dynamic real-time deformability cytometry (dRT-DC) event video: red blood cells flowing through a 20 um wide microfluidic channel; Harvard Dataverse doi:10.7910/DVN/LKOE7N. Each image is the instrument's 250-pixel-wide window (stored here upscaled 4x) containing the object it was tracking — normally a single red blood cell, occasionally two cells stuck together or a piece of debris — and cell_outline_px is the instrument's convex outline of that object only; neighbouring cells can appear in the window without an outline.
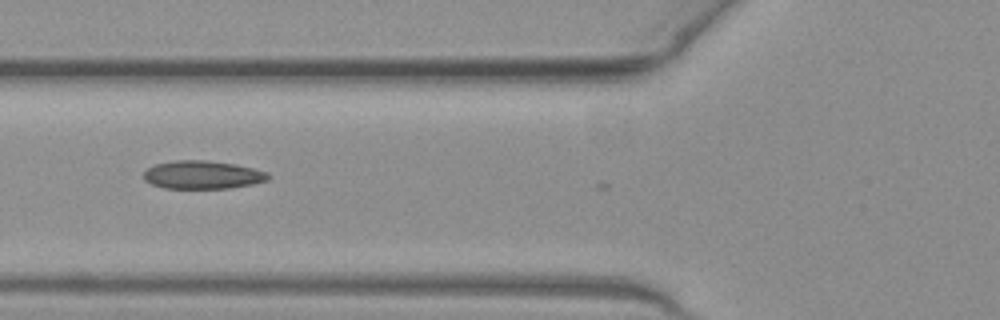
{"species": "common noctule bat (a hibernating species)", "species_latin": "Nyctalus noctula", "temperature_condition": "warm", "stored_images_in_passage": 3, "camera_frame_rate_fps": 3000, "um_per_image_px": 0.085, "animal": {"sex": "female", "body_mass_g": 19.3, "forearm_length_mm": 54.1}, "frame": {"image": 1, "passage_image": 2, "time_ms": 0.333, "image_size_px": [1000, 320], "cell_outline_px": [[272, 176], [268, 180], [252, 184], [228, 188], [164, 188], [152, 184], [144, 180], [144, 172], [148, 168], [156, 164], [176, 160], [204, 160], [236, 164], [268, 172]], "centroid_in_image_um": [17.24, 14.86], "position_along_channel_um": 108.6, "area_um2": 20.4}}